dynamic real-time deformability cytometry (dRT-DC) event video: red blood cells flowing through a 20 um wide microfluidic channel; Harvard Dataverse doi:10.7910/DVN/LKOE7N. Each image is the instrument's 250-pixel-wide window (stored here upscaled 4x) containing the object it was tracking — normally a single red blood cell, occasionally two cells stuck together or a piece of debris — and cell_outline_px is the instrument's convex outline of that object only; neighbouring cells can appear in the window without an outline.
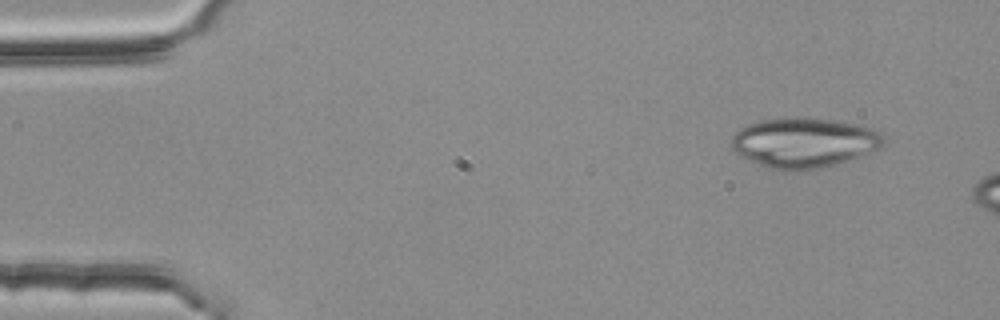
{"species": "common noctule bat (a hibernating species)", "species_latin": "Nyctalus noctula", "temperature_condition": "room temperature", "stored_images_in_passage": 3, "camera_frame_rate_fps": 3000, "um_per_image_px": 0.085, "animal": {"sex": "female", "body_mass_g": 25.1}, "frame": {"image": 1, "passage_image": 1, "time_ms": 0.0, "image_size_px": [1000, 320], "cell_outline_px": [[884, 144], [880, 148], [848, 160], [836, 164], [820, 168], [800, 172], [784, 172], [768, 168], [740, 156], [728, 144], [732, 136], [740, 128], [748, 124], [764, 120], [784, 116], [804, 116], [840, 120], [872, 128], [880, 132], [884, 136]], "centroid_in_image_um": [68.31, 12.12], "position_along_channel_um": 16.7, "area_um2": 45.32}}